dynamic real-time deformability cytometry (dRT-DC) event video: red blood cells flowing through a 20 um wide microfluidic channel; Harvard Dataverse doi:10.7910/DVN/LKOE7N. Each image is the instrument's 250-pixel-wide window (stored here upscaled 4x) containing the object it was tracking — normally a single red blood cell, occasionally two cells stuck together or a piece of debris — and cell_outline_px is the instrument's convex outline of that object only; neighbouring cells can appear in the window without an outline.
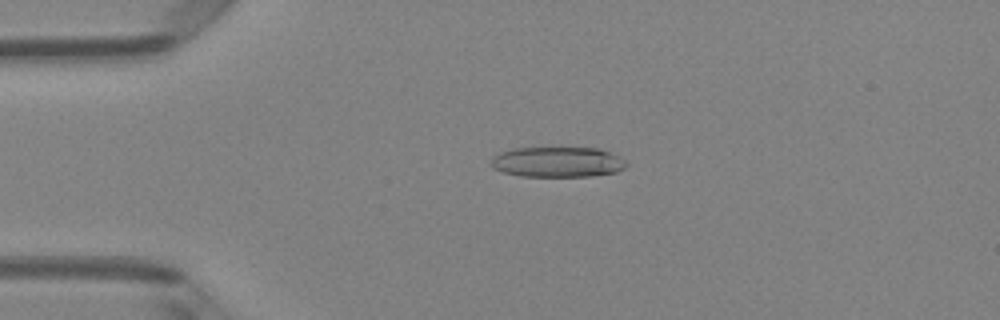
{"species": "Egyptian fruit bat (a non-hibernating species)", "species_latin": "Rousettus aegyptiacus", "temperature_condition": "room temperature", "stored_images_in_passage": 51, "camera_frame_rate_fps": 3000, "um_per_image_px": 0.085, "animal": {"sex": "female"}, "frame": {"image": 1, "passage_image": 12, "time_ms": 3.667, "image_size_px": [1000, 320], "cell_outline_px": [[628, 164], [624, 168], [616, 172], [592, 176], [520, 176], [504, 172], [492, 168], [488, 160], [492, 156], [500, 152], [516, 148], [600, 148], [624, 160]], "centroid_in_image_um": [47.34, 13.77], "position_along_channel_um": 37.7, "area_um2": 23.93}}
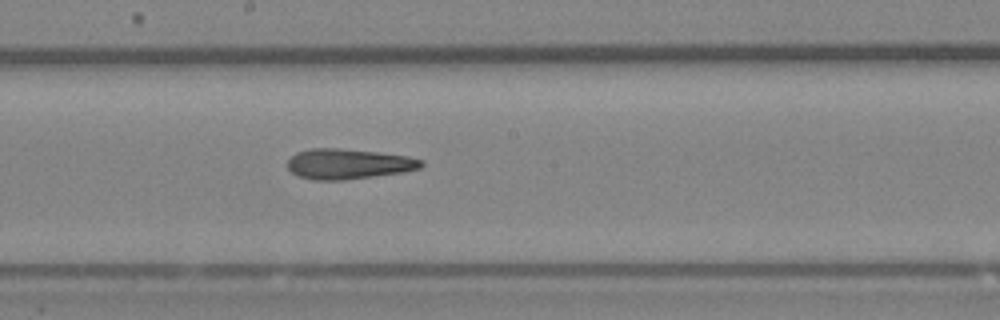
{"frame": {"image": 2, "passage_image": 28, "time_ms": 9.0, "image_size_px": [1000, 320], "cell_outline_px": [[424, 164], [420, 168], [404, 172], [344, 180], [312, 180], [300, 176], [292, 172], [284, 164], [296, 152], [312, 148], [340, 148], [380, 152], [408, 156], [424, 160]], "centroid_in_image_um": [29.61, 13.93], "position_along_channel_um": 218.6, "area_um2": 23.81}}
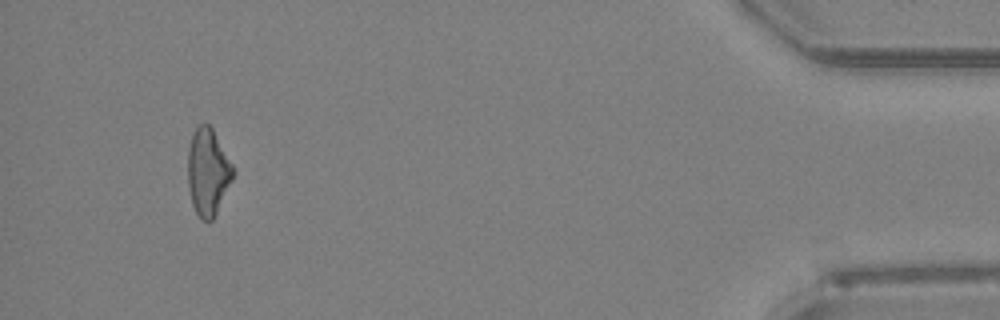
{"frame": {"image": 3, "passage_image": 48, "time_ms": 15.667, "image_size_px": [1000, 320], "cell_outline_px": [[236, 172], [212, 220], [200, 220], [192, 204], [188, 188], [188, 148], [196, 124], [208, 124], [212, 128], [232, 164]], "centroid_in_image_um": [17.66, 14.6], "position_along_channel_um": 417.5, "area_um2": 22.77}, "authors_computed_cell_mechanics": {"area_um2": 23.8136, "velocity_mm_per_s": 4.0323, "shape_relaxation_time_tau1_ms": 4.3701, "shape_relaxation_time_tau2_ms": 3.908, "deformation_change_tau1": 0.1638, "deformation_change_tau2": 0.1699}}